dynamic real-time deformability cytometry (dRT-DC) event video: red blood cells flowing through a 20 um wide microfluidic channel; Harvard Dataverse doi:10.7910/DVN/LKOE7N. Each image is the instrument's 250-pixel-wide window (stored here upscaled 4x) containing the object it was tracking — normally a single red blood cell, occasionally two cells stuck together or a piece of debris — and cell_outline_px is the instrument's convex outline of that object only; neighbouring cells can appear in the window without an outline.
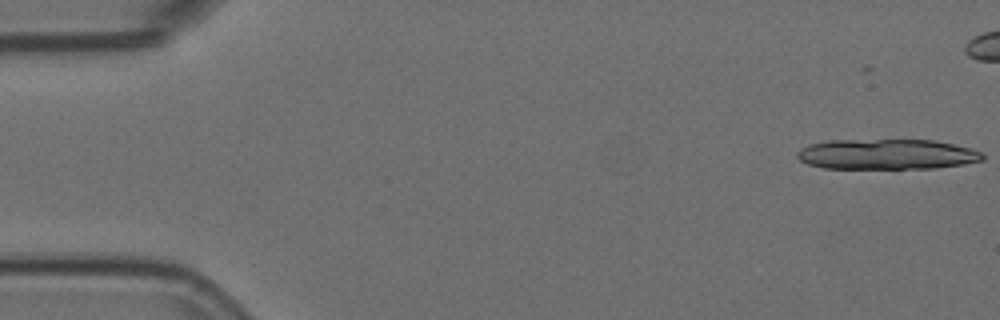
{"species": "Egyptian fruit bat (a non-hibernating species)", "species_latin": "Rousettus aegyptiacus", "temperature_condition": "room temperature", "stored_images_in_passage": 7, "camera_frame_rate_fps": 3000, "um_per_image_px": 0.085, "animal": {"sex": "female"}, "frame": {"image": 1, "passage_image": 1, "time_ms": 0.0, "image_size_px": [1000, 320], "cell_outline_px": [[984, 160], [964, 164], [936, 168], [824, 168], [808, 164], [800, 160], [796, 156], [796, 152], [800, 148], [808, 144], [828, 140], [932, 140], [972, 148], [980, 152], [984, 156]], "centroid_in_image_um": [75.36, 13.11], "position_along_channel_um": 9.6, "area_um2": 32.83}}
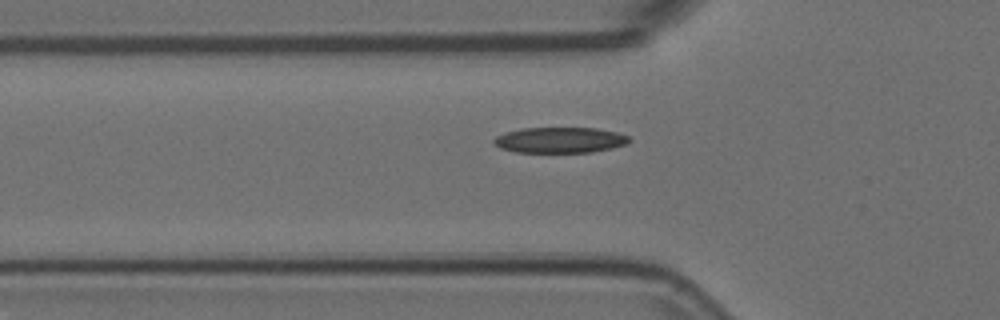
{"frame": {"image": 2, "passage_image": 6, "time_ms": 1.667, "image_size_px": [1000, 320], "cell_outline_px": [[632, 140], [628, 144], [612, 148], [592, 152], [516, 152], [500, 148], [492, 144], [492, 140], [496, 136], [504, 132], [524, 128], [596, 128], [616, 132], [628, 136]], "centroid_in_image_um": [47.58, 11.9], "position_along_channel_um": 78.2, "area_um2": 20.4}}
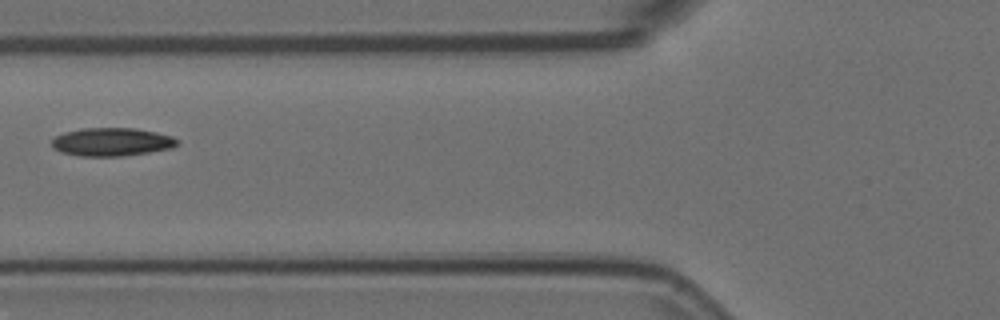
{"frame": {"image": 3, "passage_image": 7, "time_ms": 2.0, "image_size_px": [1000, 320], "cell_outline_px": [[180, 144], [172, 148], [148, 152], [120, 156], [80, 156], [60, 152], [52, 148], [52, 140], [56, 136], [64, 132], [80, 128], [136, 128], [156, 132], [172, 136], [180, 140]], "centroid_in_image_um": [9.51, 12.06], "position_along_channel_um": 116.3, "area_um2": 20.81}}